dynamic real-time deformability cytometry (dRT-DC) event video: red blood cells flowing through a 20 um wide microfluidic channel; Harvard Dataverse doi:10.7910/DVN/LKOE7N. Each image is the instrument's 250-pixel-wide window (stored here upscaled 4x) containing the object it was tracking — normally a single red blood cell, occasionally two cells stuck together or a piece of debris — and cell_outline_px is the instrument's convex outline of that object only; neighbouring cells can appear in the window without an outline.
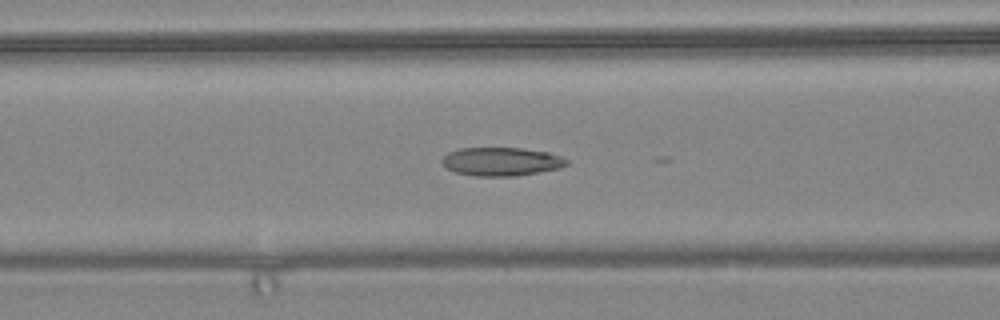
{"species": "common noctule bat (a hibernating species)", "species_latin": "Nyctalus noctula", "temperature_condition": "warm", "stored_images_in_passage": 24, "camera_frame_rate_fps": 3000, "um_per_image_px": 0.085, "animal": {"sex": "female", "body_mass_g": 24.6, "forearm_length_mm": 56.2}, "frame": {"image": 1, "passage_image": 23, "time_ms": 7.333, "image_size_px": [1000, 320], "cell_outline_px": [[572, 160], [568, 164], [560, 168], [516, 176], [476, 176], [456, 172], [444, 168], [440, 160], [448, 152], [460, 148], [524, 148], [548, 152]], "centroid_in_image_um": [42.62, 13.73], "position_along_channel_um": 124.0, "area_um2": 20.92}}